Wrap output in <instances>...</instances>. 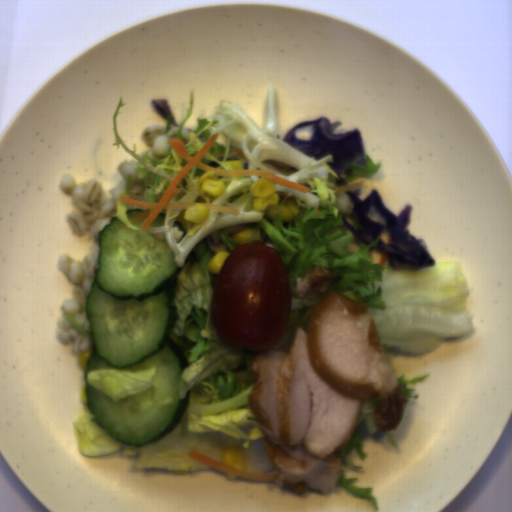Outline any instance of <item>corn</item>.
Listing matches in <instances>:
<instances>
[{
  "instance_id": "corn-1",
  "label": "corn",
  "mask_w": 512,
  "mask_h": 512,
  "mask_svg": "<svg viewBox=\"0 0 512 512\" xmlns=\"http://www.w3.org/2000/svg\"><path fill=\"white\" fill-rule=\"evenodd\" d=\"M249 193L254 197V209L267 210L266 216L272 221H276L277 213L279 215L281 212V222H291L301 212L300 206L293 199L284 197L281 200L279 193H277L275 181L264 176H261L251 185Z\"/></svg>"
},
{
  "instance_id": "corn-2",
  "label": "corn",
  "mask_w": 512,
  "mask_h": 512,
  "mask_svg": "<svg viewBox=\"0 0 512 512\" xmlns=\"http://www.w3.org/2000/svg\"><path fill=\"white\" fill-rule=\"evenodd\" d=\"M215 170L206 171L196 181L202 194H209L212 197H218L223 194L226 185L224 180L215 178Z\"/></svg>"
},
{
  "instance_id": "corn-3",
  "label": "corn",
  "mask_w": 512,
  "mask_h": 512,
  "mask_svg": "<svg viewBox=\"0 0 512 512\" xmlns=\"http://www.w3.org/2000/svg\"><path fill=\"white\" fill-rule=\"evenodd\" d=\"M220 457H221V463H223L233 469L245 472L244 455H243L241 449L227 448L220 454Z\"/></svg>"
},
{
  "instance_id": "corn-4",
  "label": "corn",
  "mask_w": 512,
  "mask_h": 512,
  "mask_svg": "<svg viewBox=\"0 0 512 512\" xmlns=\"http://www.w3.org/2000/svg\"><path fill=\"white\" fill-rule=\"evenodd\" d=\"M208 218V208L205 205L196 204L186 208L184 219L194 223L202 224Z\"/></svg>"
},
{
  "instance_id": "corn-5",
  "label": "corn",
  "mask_w": 512,
  "mask_h": 512,
  "mask_svg": "<svg viewBox=\"0 0 512 512\" xmlns=\"http://www.w3.org/2000/svg\"><path fill=\"white\" fill-rule=\"evenodd\" d=\"M260 236V230H258L257 228L248 227L242 230L241 232L232 234L231 239L239 243V245H243L245 243L256 242L257 240L259 241Z\"/></svg>"
},
{
  "instance_id": "corn-6",
  "label": "corn",
  "mask_w": 512,
  "mask_h": 512,
  "mask_svg": "<svg viewBox=\"0 0 512 512\" xmlns=\"http://www.w3.org/2000/svg\"><path fill=\"white\" fill-rule=\"evenodd\" d=\"M230 254L231 253L228 251H222L214 255L208 263V271L212 275H220L221 269L224 266Z\"/></svg>"
},
{
  "instance_id": "corn-7",
  "label": "corn",
  "mask_w": 512,
  "mask_h": 512,
  "mask_svg": "<svg viewBox=\"0 0 512 512\" xmlns=\"http://www.w3.org/2000/svg\"><path fill=\"white\" fill-rule=\"evenodd\" d=\"M93 352L94 347L91 346L87 351L78 352L77 354L78 361L84 372L86 371L88 359L91 355H93Z\"/></svg>"
},
{
  "instance_id": "corn-8",
  "label": "corn",
  "mask_w": 512,
  "mask_h": 512,
  "mask_svg": "<svg viewBox=\"0 0 512 512\" xmlns=\"http://www.w3.org/2000/svg\"><path fill=\"white\" fill-rule=\"evenodd\" d=\"M226 165H230L232 170L245 171V161L242 159H229Z\"/></svg>"
}]
</instances>
